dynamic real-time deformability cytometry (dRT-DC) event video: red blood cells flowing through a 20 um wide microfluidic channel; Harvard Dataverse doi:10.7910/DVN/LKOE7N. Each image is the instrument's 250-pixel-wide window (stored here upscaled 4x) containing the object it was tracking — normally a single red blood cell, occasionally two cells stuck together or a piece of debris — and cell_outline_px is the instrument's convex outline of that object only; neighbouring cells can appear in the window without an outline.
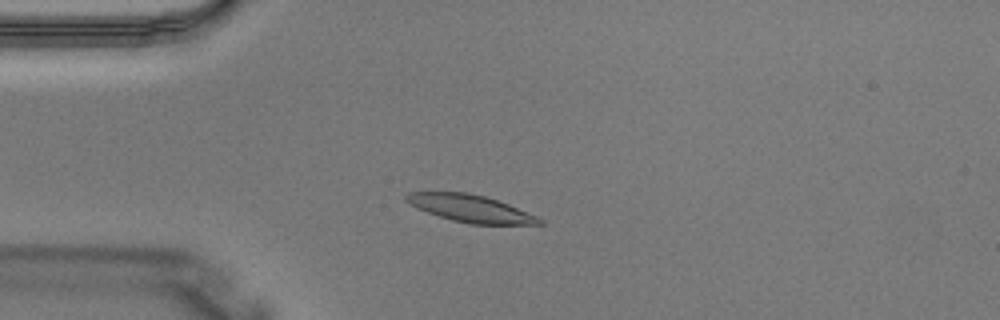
{"species": "Egyptian fruit bat (a non-hibernating species)", "species_latin": "Rousettus aegyptiacus", "temperature_condition": "warm", "stored_images_in_passage": 3, "camera_frame_rate_fps": 3000, "um_per_image_px": 0.085, "animal": {"sex": "male"}, "frame": {"image": 1, "passage_image": 2, "time_ms": 0.333, "image_size_px": [1000, 320], "cell_outline_px": [[544, 224], [468, 224], [452, 220], [416, 208], [408, 204], [404, 200], [404, 196], [408, 192], [468, 192], [484, 196], [508, 204], [536, 216], [544, 220]], "centroid_in_image_um": [39.95, 17.71], "position_along_channel_um": 45.1, "area_um2": 21.04}}
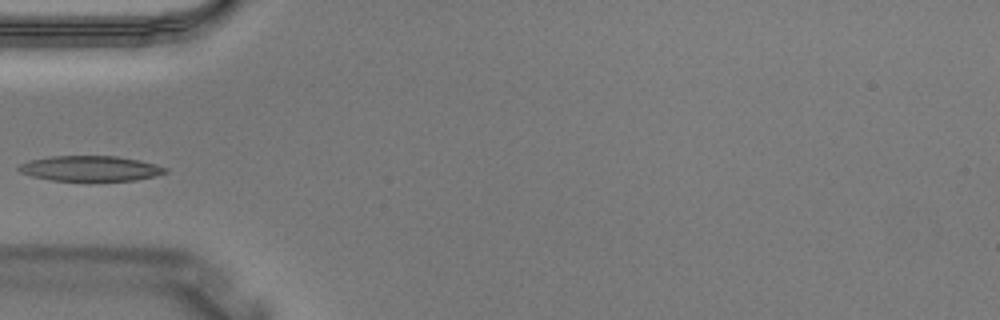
{"frame": {"image": 2, "passage_image": 3, "time_ms": 0.667, "image_size_px": [1000, 320], "cell_outline_px": [[168, 172], [156, 176], [136, 180], [52, 180], [32, 176], [20, 172], [16, 168], [20, 164], [28, 160], [48, 156], [116, 156], [140, 160], [156, 164], [168, 168]], "centroid_in_image_um": [7.68, 14.31], "position_along_channel_um": 77.3, "area_um2": 21.62}}